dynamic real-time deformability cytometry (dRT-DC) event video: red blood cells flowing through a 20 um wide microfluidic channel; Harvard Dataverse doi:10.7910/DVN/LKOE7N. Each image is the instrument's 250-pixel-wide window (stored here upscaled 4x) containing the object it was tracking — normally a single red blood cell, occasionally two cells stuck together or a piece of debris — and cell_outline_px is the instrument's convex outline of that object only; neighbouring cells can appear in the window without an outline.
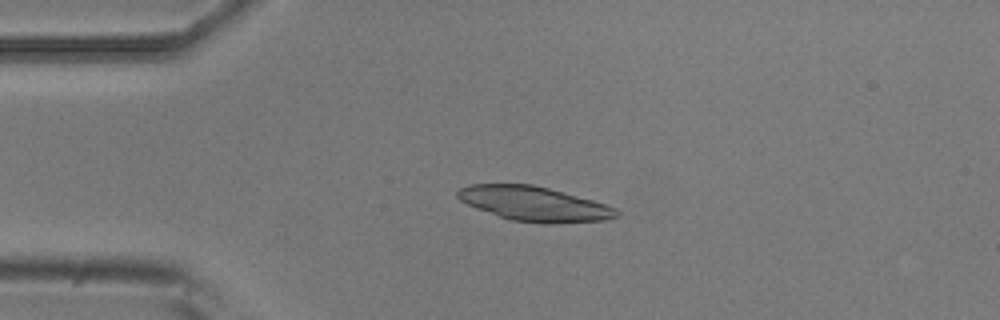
{"species": "common noctule bat (a hibernating species)", "species_latin": "Nyctalus noctula", "temperature_condition": "room temperature", "stored_images_in_passage": 7, "camera_frame_rate_fps": 3000, "um_per_image_px": 0.085, "animal": {"sex": "male", "body_mass_g": 20.5, "forearm_length_mm": 52.5}, "frame": {"image": 1, "passage_image": 4, "time_ms": 1.0, "image_size_px": [1000, 320], "cell_outline_px": [[620, 216], [608, 220], [548, 224], [544, 224], [512, 220], [476, 208], [460, 200], [456, 196], [456, 192], [460, 188], [468, 184], [532, 184], [548, 188], [592, 200], [616, 208], [620, 212]], "centroid_in_image_um": [45.42, 17.33], "position_along_channel_um": 39.6, "area_um2": 31.96}}